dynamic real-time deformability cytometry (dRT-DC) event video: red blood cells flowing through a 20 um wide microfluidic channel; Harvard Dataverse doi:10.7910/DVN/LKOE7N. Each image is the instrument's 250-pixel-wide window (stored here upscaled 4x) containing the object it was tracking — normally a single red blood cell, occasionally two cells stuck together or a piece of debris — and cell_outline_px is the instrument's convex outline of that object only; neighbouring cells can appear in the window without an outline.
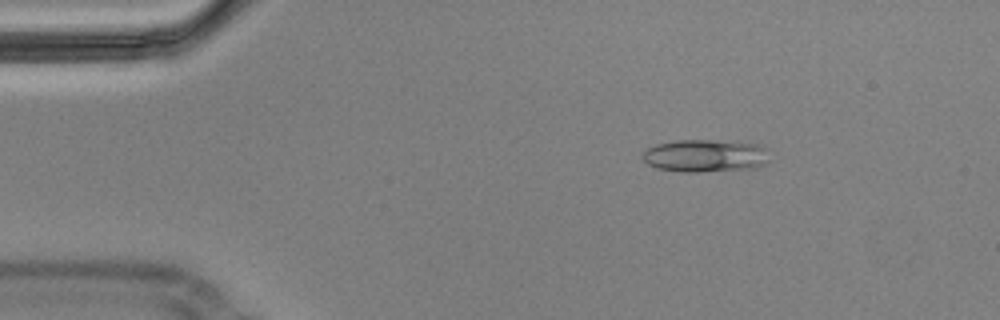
{"species": "Egyptian fruit bat (a non-hibernating species)", "species_latin": "Rousettus aegyptiacus", "temperature_condition": "cold", "stored_images_in_passage": 4, "camera_frame_rate_fps": 3000, "um_per_image_px": 0.085, "animal": {"sex": "male"}, "frame": {"image": 1, "passage_image": 2, "time_ms": 0.333, "image_size_px": [1000, 320], "cell_outline_px": [[768, 164], [756, 168], [700, 172], [680, 172], [656, 168], [648, 164], [640, 156], [648, 148], [656, 144], [676, 140], [736, 140], [760, 144], [764, 148], [768, 160]], "centroid_in_image_um": [59.97, 13.23], "position_along_channel_um": 25.0, "area_um2": 24.62}}